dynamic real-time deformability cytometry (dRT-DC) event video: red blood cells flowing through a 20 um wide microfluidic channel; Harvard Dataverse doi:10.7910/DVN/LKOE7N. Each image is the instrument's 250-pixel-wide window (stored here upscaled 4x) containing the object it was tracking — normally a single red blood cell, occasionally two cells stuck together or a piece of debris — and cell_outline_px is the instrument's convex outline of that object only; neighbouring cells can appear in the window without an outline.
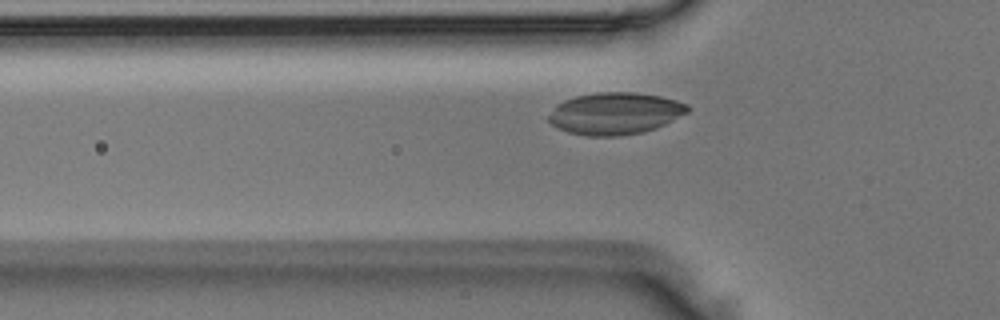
{"species": "Egyptian fruit bat (a non-hibernating species)", "species_latin": "Rousettus aegyptiacus", "temperature_condition": "room temperature", "stored_images_in_passage": 36, "camera_frame_rate_fps": 3000, "um_per_image_px": 0.085, "animal": {"sex": "male"}, "frame": {"image": 1, "passage_image": 3, "time_ms": 0.667, "image_size_px": [1000, 320], "cell_outline_px": [[692, 108], [688, 112], [656, 128], [644, 132], [620, 136], [588, 136], [568, 132], [552, 124], [548, 120], [548, 116], [556, 104], [564, 100], [576, 96], [596, 92], [632, 92], [660, 96], [676, 100], [688, 104]], "centroid_in_image_um": [52.29, 9.64], "position_along_channel_um": 73.5, "area_um2": 34.04}}
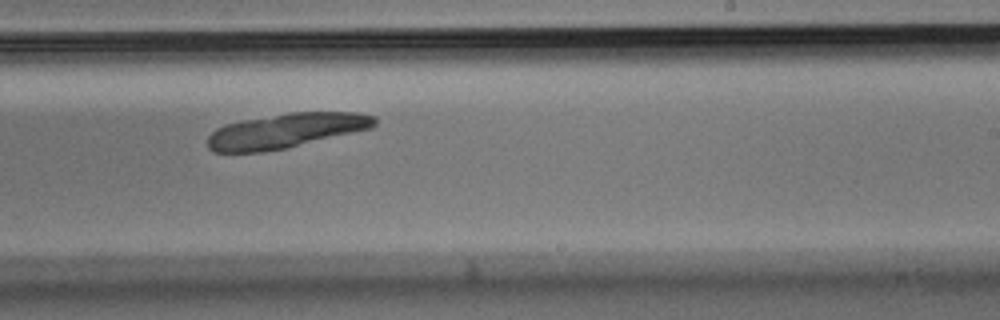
{"frame": {"image": 2, "passage_image": 17, "time_ms": 5.333, "image_size_px": [1000, 320], "cell_outline_px": [[376, 124], [372, 128], [284, 148], [260, 152], [212, 152], [208, 148], [208, 136], [216, 128], [224, 124], [244, 120], [288, 112], [356, 112], [376, 116]], "centroid_in_image_um": [24.29, 11.1], "position_along_channel_um": 264.7, "area_um2": 33.52}}
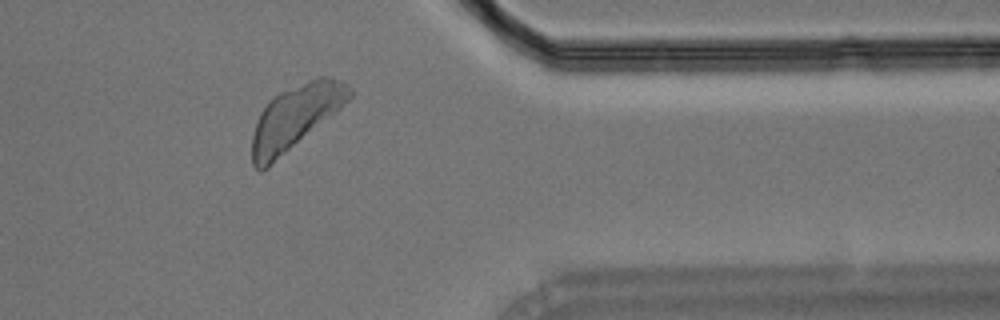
{"frame": {"image": 3, "passage_image": 27, "time_ms": 8.667, "image_size_px": [1000, 320], "cell_outline_px": [[352, 96], [336, 112], [268, 168], [260, 172], [252, 164], [252, 136], [260, 112], [268, 100], [280, 92], [308, 80], [320, 76], [324, 76], [348, 84], [352, 88]], "centroid_in_image_um": [25.08, 9.98], "position_along_channel_um": 386.3, "area_um2": 36.01}}